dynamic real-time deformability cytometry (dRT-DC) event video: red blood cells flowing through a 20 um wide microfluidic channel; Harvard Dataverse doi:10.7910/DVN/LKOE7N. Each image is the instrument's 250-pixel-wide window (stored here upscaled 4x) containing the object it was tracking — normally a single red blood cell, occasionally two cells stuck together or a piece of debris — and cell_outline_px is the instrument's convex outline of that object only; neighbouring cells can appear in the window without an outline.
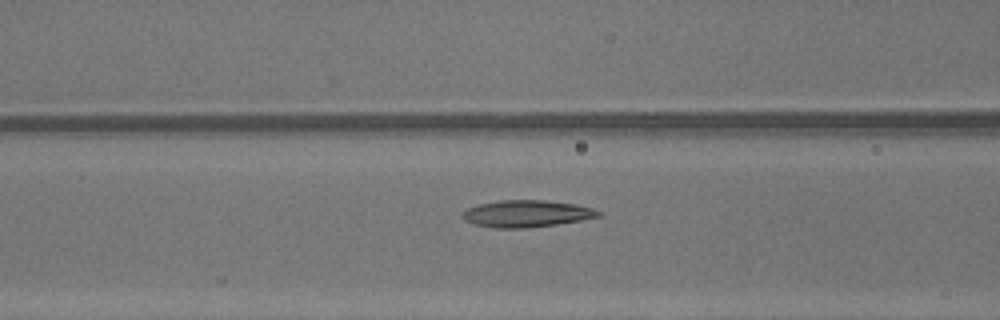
{"species": "common noctule bat (a hibernating species)", "species_latin": "Nyctalus noctula", "temperature_condition": "warm", "stored_images_in_passage": 48, "camera_frame_rate_fps": 3000, "um_per_image_px": 0.085, "animal": {"sex": "male", "body_mass_g": 13.3}, "frame": {"image": 1, "passage_image": 20, "time_ms": 6.333, "image_size_px": [1000, 320], "cell_outline_px": [[604, 212], [600, 216], [580, 220], [556, 224], [524, 228], [492, 228], [472, 224], [464, 220], [460, 216], [460, 212], [468, 208], [480, 204], [500, 200], [544, 200], [576, 204], [592, 208]], "centroid_in_image_um": [44.72, 18.16], "position_along_channel_um": 121.9, "area_um2": 21.44}}
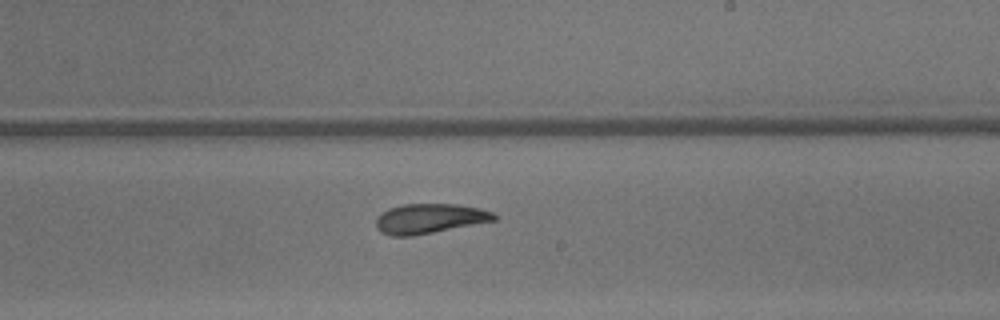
{"frame": {"image": 2, "passage_image": 29, "time_ms": 9.333, "image_size_px": [1000, 320], "cell_outline_px": [[496, 220], [412, 236], [392, 236], [380, 232], [376, 228], [376, 216], [388, 208], [404, 204], [456, 204], [480, 208], [492, 212], [496, 216]], "centroid_in_image_um": [36.46, 18.57], "position_along_channel_um": 252.5, "area_um2": 20.46}}
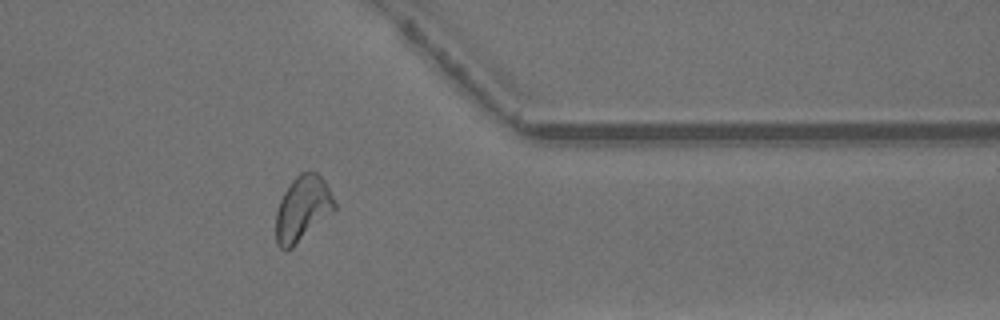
{"frame": {"image": 3, "passage_image": 39, "time_ms": 12.667, "image_size_px": [1000, 320], "cell_outline_px": [[336, 208], [332, 212], [292, 248], [280, 248], [276, 244], [276, 212], [280, 200], [284, 192], [292, 180], [300, 172], [316, 172], [324, 180], [336, 204]], "centroid_in_image_um": [25.7, 17.72], "position_along_channel_um": 385.7, "area_um2": 21.91}, "authors_computed_cell_mechanics": {"area_um2": 21.9351, "velocity_mm_per_s": 4.3652, "shape_relaxation_time_tau1_ms": 5.6747, "shape_relaxation_time_tau2_ms": 2.287, "deformation_change_tau1": 0.1906, "deformation_change_tau2": 0.093}}